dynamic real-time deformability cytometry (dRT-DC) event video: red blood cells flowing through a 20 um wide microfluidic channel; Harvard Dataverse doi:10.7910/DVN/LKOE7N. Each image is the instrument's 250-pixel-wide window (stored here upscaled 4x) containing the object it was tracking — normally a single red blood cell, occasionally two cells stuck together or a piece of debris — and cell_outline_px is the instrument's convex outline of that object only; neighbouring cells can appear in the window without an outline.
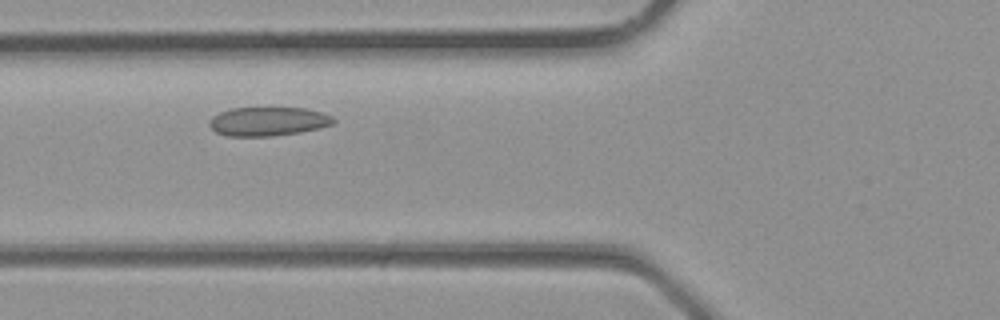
{"species": "common noctule bat (a hibernating species)", "species_latin": "Nyctalus noctula", "temperature_condition": "room temperature", "stored_images_in_passage": 28, "camera_frame_rate_fps": 3000, "um_per_image_px": 0.085, "animal": {"sex": "male", "body_mass_g": 23.1, "forearm_length_mm": 52.7}, "frame": {"image": 1, "passage_image": 6, "time_ms": 1.667, "image_size_px": [1000, 320], "cell_outline_px": [[336, 120], [332, 124], [300, 132], [272, 136], [228, 136], [216, 132], [208, 124], [208, 120], [212, 116], [220, 112], [232, 108], [304, 108], [320, 112], [332, 116]], "centroid_in_image_um": [22.74, 10.32], "position_along_channel_um": 103.1, "area_um2": 20.75}}
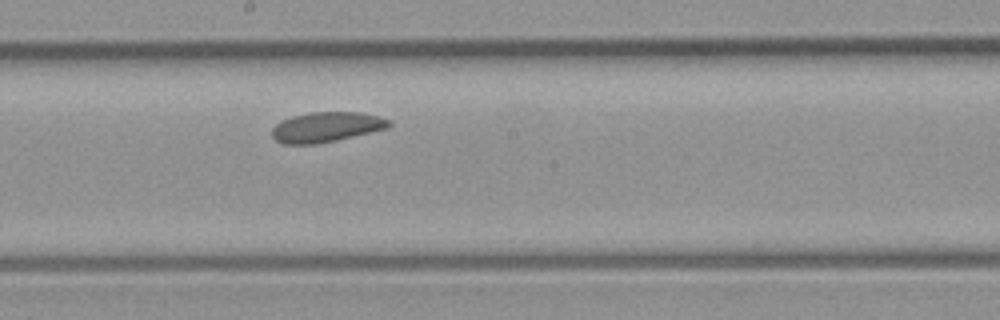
{"frame": {"image": 2, "passage_image": 12, "time_ms": 3.667, "image_size_px": [1000, 320], "cell_outline_px": [[392, 124], [388, 128], [336, 140], [316, 144], [284, 144], [276, 140], [272, 136], [272, 128], [280, 120], [292, 116], [308, 112], [360, 112], [380, 116], [392, 120]], "centroid_in_image_um": [27.75, 10.79], "position_along_channel_um": 220.5, "area_um2": 20.63}}
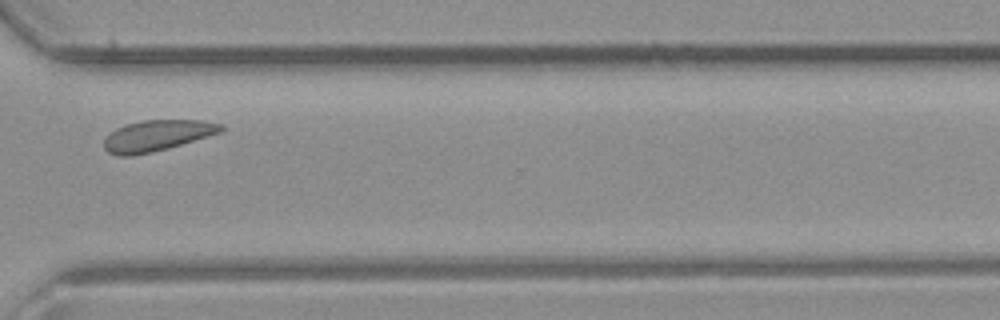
{"frame": {"image": 3, "passage_image": 19, "time_ms": 6.0, "image_size_px": [1000, 320], "cell_outline_px": [[224, 132], [168, 148], [132, 156], [120, 156], [108, 152], [104, 148], [104, 136], [116, 128], [128, 124], [144, 120], [204, 120], [224, 124]], "centroid_in_image_um": [13.38, 11.52], "position_along_channel_um": 357.2, "area_um2": 21.27}}